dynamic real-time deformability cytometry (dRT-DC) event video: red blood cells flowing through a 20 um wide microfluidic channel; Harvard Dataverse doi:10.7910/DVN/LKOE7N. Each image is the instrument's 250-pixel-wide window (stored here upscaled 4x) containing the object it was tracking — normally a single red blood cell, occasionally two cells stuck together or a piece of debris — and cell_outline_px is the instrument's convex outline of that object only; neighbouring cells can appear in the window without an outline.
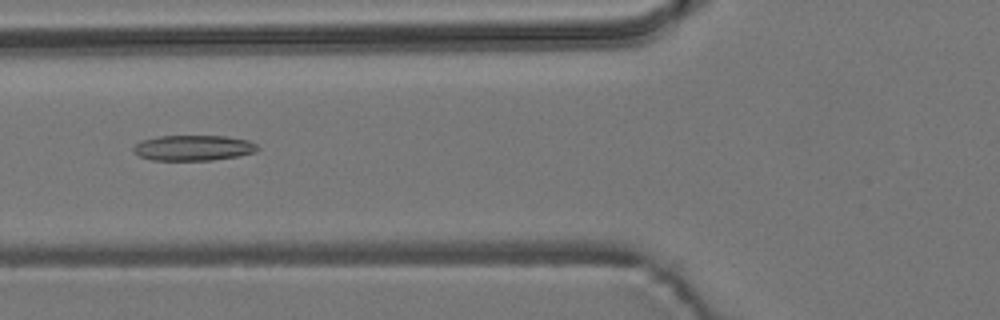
{"species": "common noctule bat (a hibernating species)", "species_latin": "Nyctalus noctula", "temperature_condition": "room temperature", "stored_images_in_passage": 8, "camera_frame_rate_fps": 3000, "um_per_image_px": 0.085, "animal": {"sex": "male", "body_mass_g": 19.2, "forearm_length_mm": 51.8}, "frame": {"image": 1, "passage_image": 6, "time_ms": 6.667, "image_size_px": [1000, 320], "cell_outline_px": [[260, 148], [256, 152], [236, 156], [212, 160], [152, 160], [140, 156], [132, 152], [132, 148], [140, 140], [160, 136], [228, 136], [248, 140], [256, 144]], "centroid_in_image_um": [16.42, 12.56], "position_along_channel_um": 109.4, "area_um2": 18.5}}
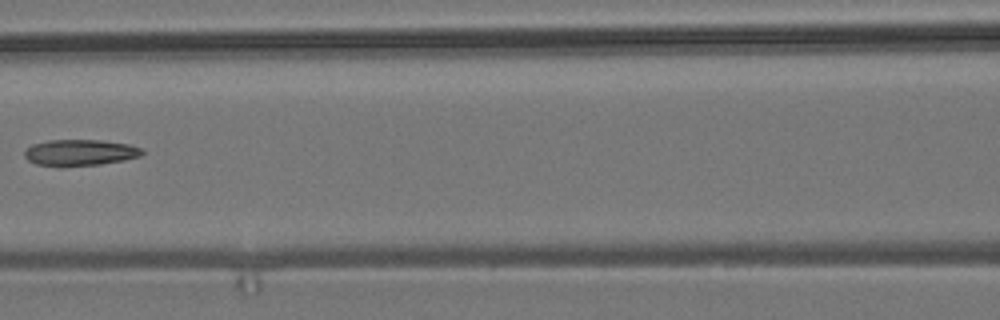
{"frame": {"image": 2, "passage_image": 7, "time_ms": 8.0, "image_size_px": [1000, 320], "cell_outline_px": [[144, 152], [140, 156], [124, 160], [100, 164], [36, 164], [28, 160], [24, 156], [24, 152], [32, 144], [48, 140], [104, 140], [132, 144], [140, 148]], "centroid_in_image_um": [6.85, 12.92], "position_along_channel_um": 159.7, "area_um2": 17.46}}
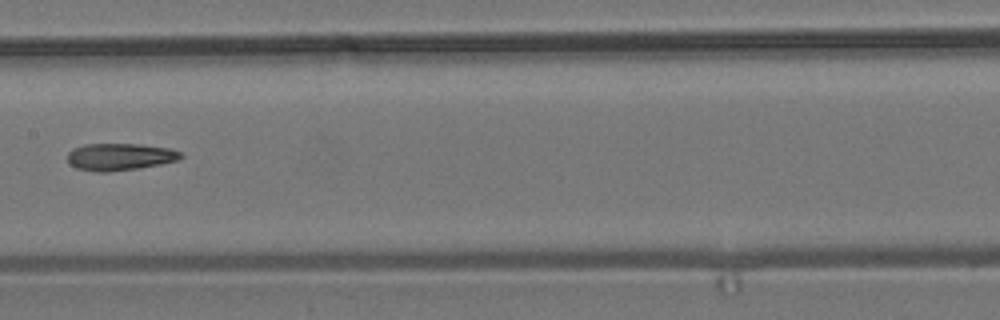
{"frame": {"image": 3, "passage_image": 8, "time_ms": 9.0, "image_size_px": [1000, 320], "cell_outline_px": [[184, 156], [176, 160], [160, 164], [136, 168], [108, 172], [96, 172], [76, 168], [68, 164], [68, 152], [72, 148], [84, 144], [140, 144], [172, 148], [180, 152]], "centroid_in_image_um": [10.15, 13.32], "position_along_channel_um": 197.2, "area_um2": 17.98}}